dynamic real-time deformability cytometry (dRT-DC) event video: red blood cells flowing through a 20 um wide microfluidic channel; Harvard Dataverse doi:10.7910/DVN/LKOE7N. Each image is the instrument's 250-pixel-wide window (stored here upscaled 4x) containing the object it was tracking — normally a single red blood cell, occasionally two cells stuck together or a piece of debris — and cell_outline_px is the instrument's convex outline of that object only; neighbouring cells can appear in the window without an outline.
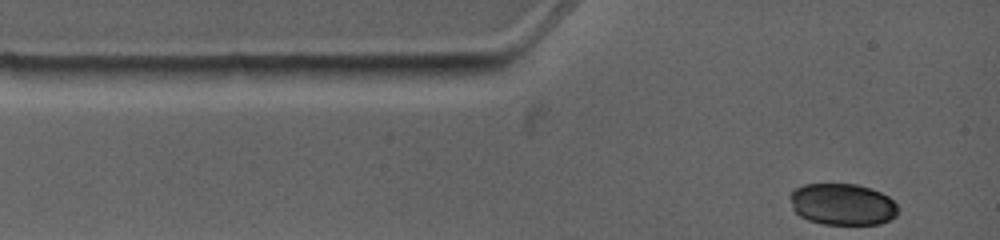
{"species": "common noctule bat (a hibernating species)", "species_latin": "Nyctalus noctula", "temperature_condition": "warm", "stored_images_in_passage": 3, "camera_frame_rate_fps": 4500, "um_per_image_px": 0.085, "animal": {"sex": "female", "body_mass_g": 19.0, "forearm_length_mm": 53.3}, "frame": {"image": 1, "passage_image": 1, "time_ms": 0.0, "image_size_px": [1000, 240], "cell_outline_px": [[896, 216], [880, 224], [824, 224], [808, 220], [800, 216], [792, 208], [788, 196], [796, 188], [804, 184], [856, 184], [872, 188], [888, 196], [896, 204]], "centroid_in_image_um": [71.58, 17.36], "position_along_channel_um": 13.4, "area_um2": 26.18}}
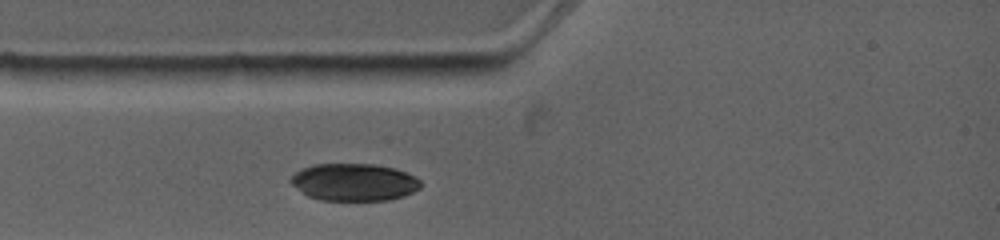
{"frame": {"image": 2, "passage_image": 3, "time_ms": 1.778, "image_size_px": [1000, 240], "cell_outline_px": [[420, 188], [404, 196], [388, 200], [320, 200], [308, 196], [292, 184], [288, 180], [300, 168], [316, 164], [372, 164], [396, 168], [420, 180]], "centroid_in_image_um": [30.07, 15.48], "position_along_channel_um": 54.9, "area_um2": 28.15}}